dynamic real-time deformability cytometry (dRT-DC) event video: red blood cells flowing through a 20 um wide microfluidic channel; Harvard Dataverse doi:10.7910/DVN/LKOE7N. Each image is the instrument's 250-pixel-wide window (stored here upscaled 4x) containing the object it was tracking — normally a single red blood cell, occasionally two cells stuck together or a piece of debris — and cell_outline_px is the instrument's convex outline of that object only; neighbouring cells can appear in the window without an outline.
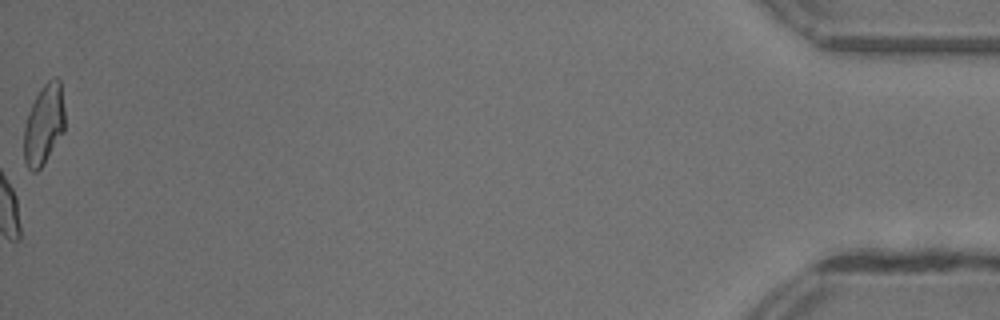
{"species": "common noctule bat (a hibernating species)", "species_latin": "Nyctalus noctula", "temperature_condition": "warm", "stored_images_in_passage": 50, "camera_frame_rate_fps": 3000, "um_per_image_px": 0.085, "animal": {"sex": "female"}, "frame": {"image": 1, "passage_image": 50, "time_ms": 16.333, "image_size_px": [1000, 320], "cell_outline_px": [[64, 132], [44, 164], [36, 172], [32, 172], [28, 168], [24, 160], [24, 128], [28, 112], [40, 88], [52, 76], [56, 76], [60, 80], [64, 108]], "centroid_in_image_um": [3.73, 10.58], "position_along_channel_um": 431.5, "area_um2": 19.31}, "authors_computed_cell_mechanics": {"area_um2": 20.6635, "velocity_mm_per_s": 4.3671, "shape_relaxation_time_tau1_ms": 2.5523, "shape_relaxation_time_tau2_ms": 0.798, "deformation_change_tau1": 0.0969, "deformation_change_tau2": 0.0482}}